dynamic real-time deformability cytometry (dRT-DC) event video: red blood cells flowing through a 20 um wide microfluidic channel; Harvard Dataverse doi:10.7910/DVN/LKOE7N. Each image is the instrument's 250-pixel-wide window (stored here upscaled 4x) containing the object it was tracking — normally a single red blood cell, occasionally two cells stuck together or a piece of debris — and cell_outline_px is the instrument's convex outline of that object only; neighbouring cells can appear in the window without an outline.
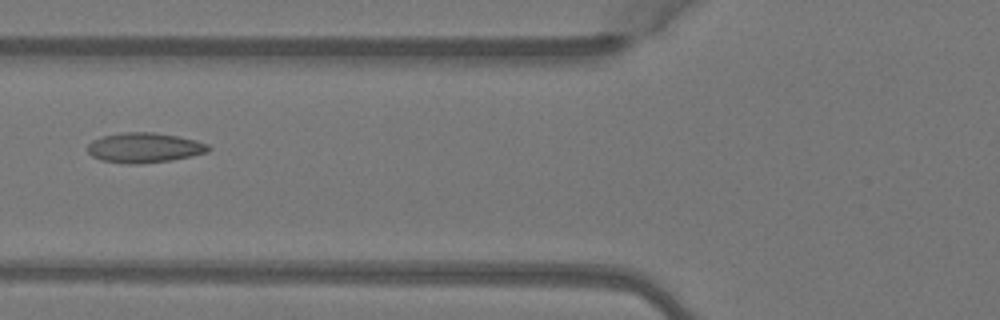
{"species": "Egyptian fruit bat (a non-hibernating species)", "species_latin": "Rousettus aegyptiacus", "temperature_condition": "warm", "stored_images_in_passage": 7, "camera_frame_rate_fps": 3000, "um_per_image_px": 0.085, "animal": {"sex": "female"}, "frame": {"image": 1, "passage_image": 6, "time_ms": 1.667, "image_size_px": [1000, 320], "cell_outline_px": [[212, 148], [208, 152], [172, 160], [140, 164], [128, 164], [100, 160], [92, 156], [88, 152], [88, 144], [92, 140], [100, 136], [124, 132], [152, 132], [176, 136], [208, 144]], "centroid_in_image_um": [12.23, 12.56], "position_along_channel_um": 113.6, "area_um2": 21.1}}
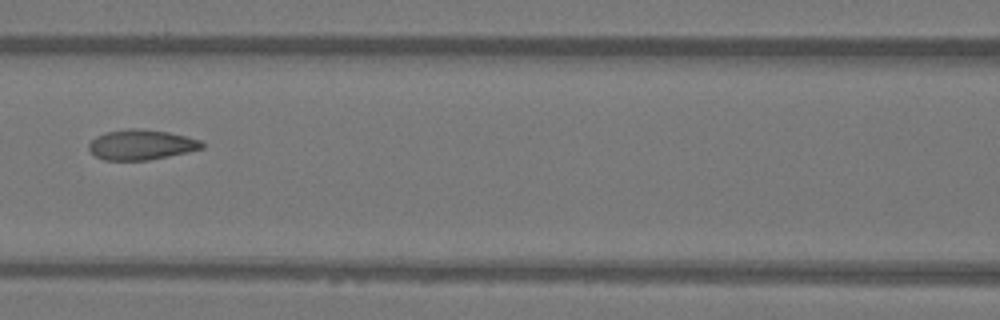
{"frame": {"image": 2, "passage_image": 7, "time_ms": 2.0, "image_size_px": [1000, 320], "cell_outline_px": [[204, 148], [188, 152], [148, 160], [104, 160], [96, 156], [88, 148], [88, 144], [96, 136], [104, 132], [128, 128], [140, 128], [168, 132], [200, 140], [204, 144]], "centroid_in_image_um": [11.99, 12.29], "position_along_channel_um": 154.6, "area_um2": 19.88}}